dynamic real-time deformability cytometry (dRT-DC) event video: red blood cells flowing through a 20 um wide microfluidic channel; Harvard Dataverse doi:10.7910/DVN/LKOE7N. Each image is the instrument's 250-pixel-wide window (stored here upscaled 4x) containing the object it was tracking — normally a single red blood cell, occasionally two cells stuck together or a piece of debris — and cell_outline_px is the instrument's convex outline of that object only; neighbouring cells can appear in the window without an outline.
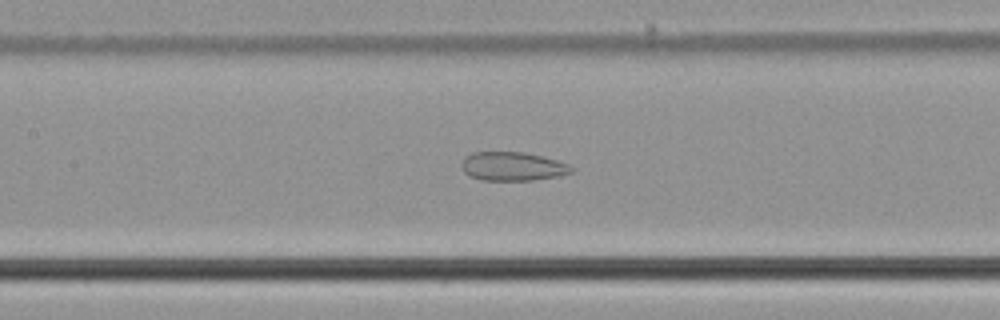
{"species": "common noctule bat (a hibernating species)", "species_latin": "Nyctalus noctula", "temperature_condition": "cold", "stored_images_in_passage": 41, "camera_frame_rate_fps": 3000, "um_per_image_px": 0.085, "animal": {"sex": "male", "body_mass_g": 21.5, "forearm_length_mm": 52.0}, "frame": {"image": 1, "passage_image": 12, "time_ms": 3.667, "image_size_px": [1000, 320], "cell_outline_px": [[576, 168], [572, 172], [560, 176], [532, 180], [480, 180], [468, 176], [464, 172], [460, 164], [464, 156], [472, 152], [524, 152], [556, 160], [568, 164]], "centroid_in_image_um": [43.54, 14.14], "position_along_channel_um": 163.9, "area_um2": 18.61}}
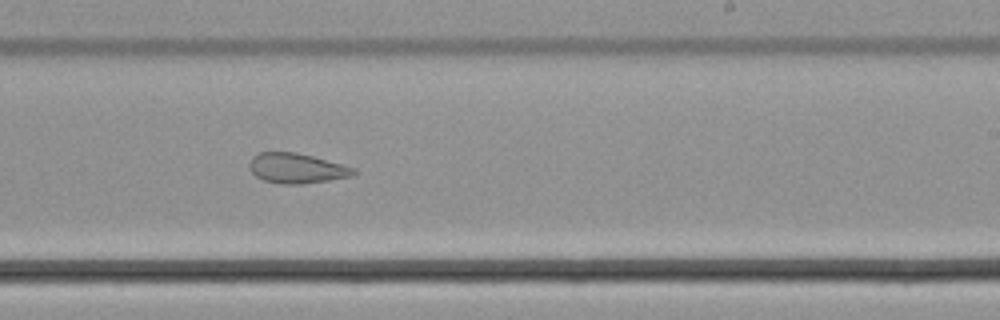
{"frame": {"image": 2, "passage_image": 20, "time_ms": 6.333, "image_size_px": [1000, 320], "cell_outline_px": [[356, 172], [352, 176], [304, 184], [280, 184], [264, 180], [256, 176], [252, 172], [248, 164], [252, 156], [260, 152], [296, 152], [312, 156], [356, 168]], "centroid_in_image_um": [25.2, 14.3], "position_along_channel_um": 263.8, "area_um2": 18.21}}
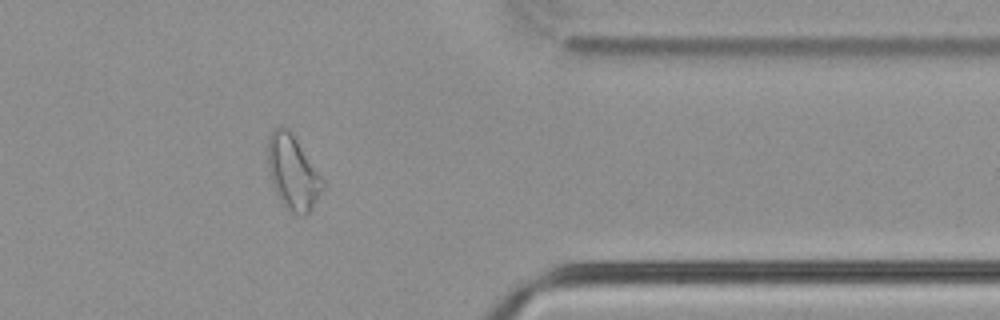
{"frame": {"image": 3, "passage_image": 31, "time_ms": 10.0, "image_size_px": [1000, 320], "cell_outline_px": [[324, 188], [312, 208], [304, 216], [300, 216], [292, 212], [280, 200], [276, 192], [268, 168], [268, 136], [272, 128], [280, 124], [288, 128], [324, 180]], "centroid_in_image_um": [24.88, 14.63], "position_along_channel_um": 386.5, "area_um2": 23.52}, "authors_computed_cell_mechanics": {"area_um2": 21.2704, "velocity_mm_per_s": 3.76, "shape_relaxation_time_tau1_ms": null, "shape_relaxation_time_tau2_ms": 2.2387, "deformation_change_tau1": null, "deformation_change_tau2": 0.0972}}